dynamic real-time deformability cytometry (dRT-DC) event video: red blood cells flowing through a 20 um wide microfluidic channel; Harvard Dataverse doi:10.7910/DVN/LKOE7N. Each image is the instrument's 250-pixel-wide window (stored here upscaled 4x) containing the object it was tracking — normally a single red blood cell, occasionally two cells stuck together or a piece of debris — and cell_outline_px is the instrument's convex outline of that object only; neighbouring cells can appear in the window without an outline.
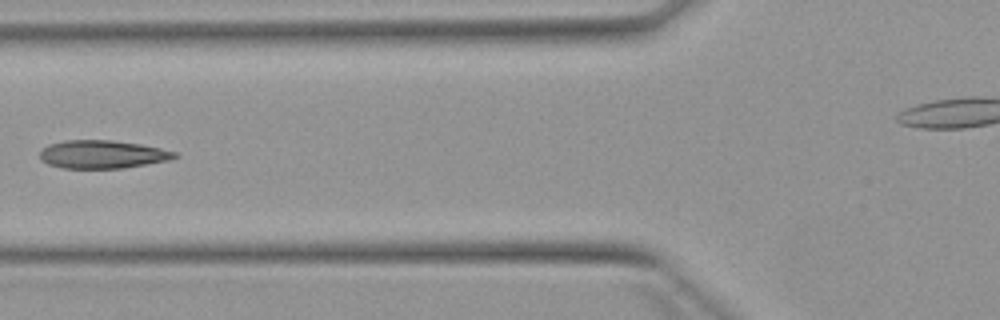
{"species": "Egyptian fruit bat (a non-hibernating species)", "species_latin": "Rousettus aegyptiacus", "temperature_condition": "warm", "stored_images_in_passage": 7, "segment_of_instrument_passage": [1, 2], "camera_frame_rate_fps": 3000, "um_per_image_px": 0.085, "animal": {"sex": "female"}, "frame": {"image": 1, "passage_image": 6, "time_ms": 6.0, "image_size_px": [1000, 320], "cell_outline_px": [[180, 156], [172, 160], [124, 168], [64, 168], [48, 164], [40, 160], [40, 148], [48, 144], [64, 140], [112, 140], [140, 144], [160, 148], [176, 152]], "centroid_in_image_um": [8.71, 13.12], "position_along_channel_um": 117.1, "area_um2": 22.37}}